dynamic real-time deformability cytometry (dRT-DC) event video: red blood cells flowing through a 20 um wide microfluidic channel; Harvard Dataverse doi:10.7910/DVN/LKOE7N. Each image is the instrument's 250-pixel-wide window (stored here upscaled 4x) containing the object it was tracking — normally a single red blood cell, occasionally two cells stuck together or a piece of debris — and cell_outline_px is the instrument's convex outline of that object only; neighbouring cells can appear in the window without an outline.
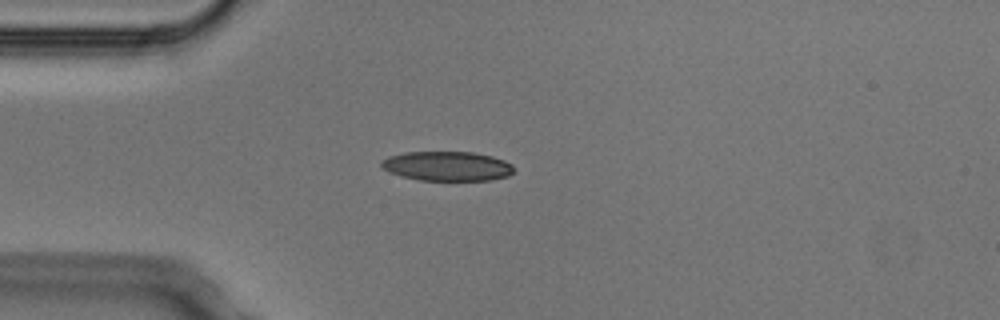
{"species": "Egyptian fruit bat (a non-hibernating species)", "species_latin": "Rousettus aegyptiacus", "temperature_condition": "cold", "stored_images_in_passage": 4, "camera_frame_rate_fps": 3000, "um_per_image_px": 0.085, "animal": {"sex": "male"}, "frame": {"image": 1, "passage_image": 3, "time_ms": 0.667, "image_size_px": [1000, 320], "cell_outline_px": [[516, 168], [508, 176], [492, 180], [420, 180], [400, 176], [388, 172], [380, 168], [380, 164], [388, 156], [404, 152], [472, 152], [492, 156], [504, 160], [512, 164]], "centroid_in_image_um": [38.0, 14.12], "position_along_channel_um": 47.0, "area_um2": 22.95}}